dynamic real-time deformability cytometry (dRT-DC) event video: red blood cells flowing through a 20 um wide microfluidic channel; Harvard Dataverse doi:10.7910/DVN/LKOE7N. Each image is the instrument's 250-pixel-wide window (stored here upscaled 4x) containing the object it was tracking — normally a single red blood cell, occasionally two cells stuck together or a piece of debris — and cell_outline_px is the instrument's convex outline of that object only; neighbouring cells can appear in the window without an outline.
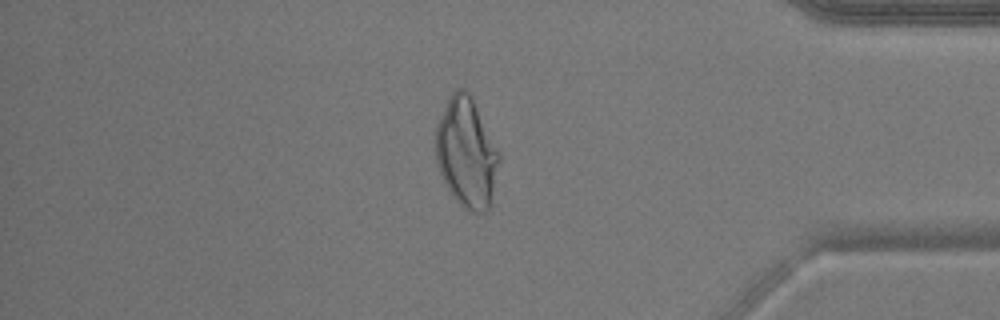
{"species": "common noctule bat (a hibernating species)", "species_latin": "Nyctalus noctula", "temperature_condition": "warm", "stored_images_in_passage": 49, "camera_frame_rate_fps": 3000, "um_per_image_px": 0.085, "animal": {"sex": "male", "body_mass_g": 17.9}, "frame": {"image": 1, "passage_image": 42, "time_ms": 13.667, "image_size_px": [1000, 320], "cell_outline_px": [[500, 160], [488, 208], [484, 212], [468, 212], [452, 196], [436, 164], [436, 124], [448, 96], [456, 88], [464, 88], [468, 92], [500, 152]], "centroid_in_image_um": [39.63, 12.96], "position_along_channel_um": 395.6, "area_um2": 40.17}}